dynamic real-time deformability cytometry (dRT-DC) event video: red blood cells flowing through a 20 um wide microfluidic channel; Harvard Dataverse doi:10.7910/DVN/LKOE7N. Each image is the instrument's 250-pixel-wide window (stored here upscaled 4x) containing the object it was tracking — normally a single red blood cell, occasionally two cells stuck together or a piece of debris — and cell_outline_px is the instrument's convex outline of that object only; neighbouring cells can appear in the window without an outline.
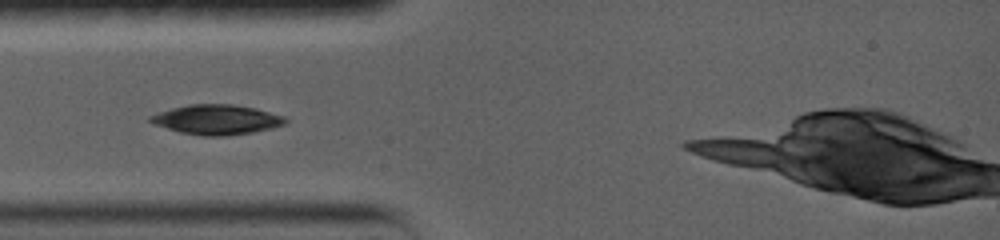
{"species": "common noctule bat (a hibernating species)", "species_latin": "Nyctalus noctula", "temperature_condition": "warm", "stored_images_in_passage": 39, "camera_frame_rate_fps": 5000, "um_per_image_px": 0.085, "animal": {"sex": "female", "body_mass_g": 19.0, "forearm_length_mm": 56.7}, "frame": {"image": 1, "passage_image": 1, "time_ms": 0.0, "image_size_px": [1000, 240], "cell_outline_px": [[288, 120], [284, 124], [272, 128], [252, 132], [224, 136], [204, 136], [180, 132], [152, 124], [148, 120], [148, 116], [172, 108], [188, 104], [232, 104], [256, 108], [284, 116]], "centroid_in_image_um": [18.4, 10.16], "position_along_channel_um": 66.6, "area_um2": 23.47}}
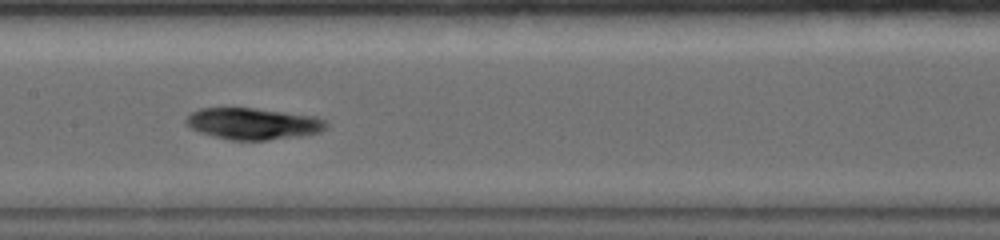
{"frame": {"image": 2, "passage_image": 14, "time_ms": 3.2, "image_size_px": [1000, 240], "cell_outline_px": [[328, 124], [320, 132], [300, 136], [264, 140], [232, 140], [212, 136], [200, 132], [192, 128], [184, 120], [192, 112], [200, 108], [256, 108], [316, 116], [324, 120]], "centroid_in_image_um": [21.52, 10.51], "position_along_channel_um": 185.9, "area_um2": 25.61}}
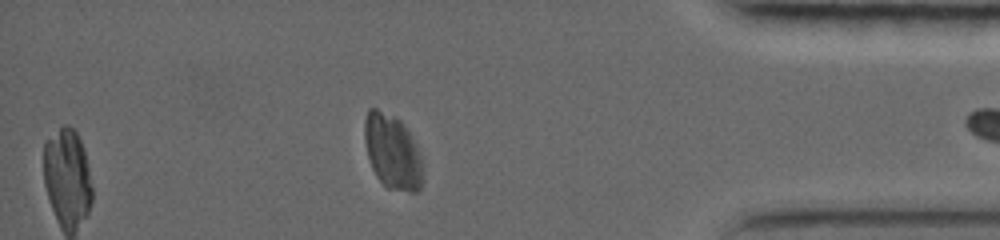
{"frame": {"image": 3, "passage_image": 37, "time_ms": 9.8, "image_size_px": [1000, 240], "cell_outline_px": [[424, 180], [420, 188], [416, 192], [408, 192], [388, 188], [376, 176], [372, 168], [368, 156], [364, 140], [364, 120], [368, 108], [376, 108], [396, 116], [404, 124], [420, 156], [424, 172]], "centroid_in_image_um": [33.35, 12.91], "position_along_channel_um": 401.9, "area_um2": 25.49}}